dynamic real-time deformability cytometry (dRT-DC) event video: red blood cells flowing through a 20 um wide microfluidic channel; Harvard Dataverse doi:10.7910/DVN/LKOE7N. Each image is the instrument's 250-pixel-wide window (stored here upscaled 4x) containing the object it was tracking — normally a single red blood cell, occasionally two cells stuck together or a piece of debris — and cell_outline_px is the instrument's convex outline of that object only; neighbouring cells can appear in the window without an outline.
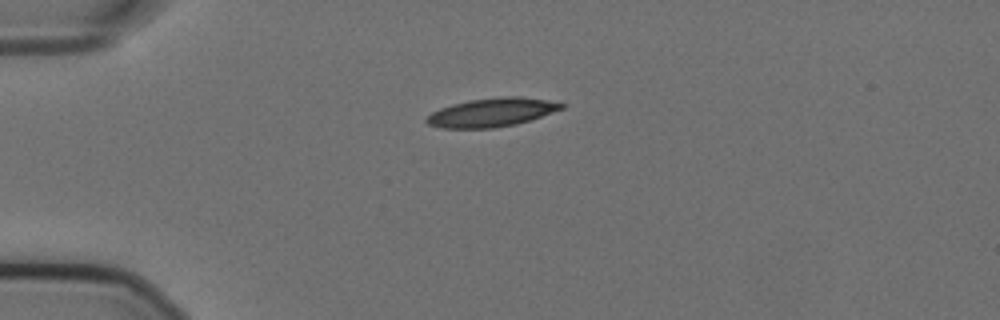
{"species": "Egyptian fruit bat (a non-hibernating species)", "species_latin": "Rousettus aegyptiacus", "temperature_condition": "cold", "stored_images_in_passage": 43, "camera_frame_rate_fps": 3000, "um_per_image_px": 0.085, "animal": {"sex": "female"}, "frame": {"image": 1, "passage_image": 1, "time_ms": 0.0, "image_size_px": [1000, 320], "cell_outline_px": [[564, 108], [516, 124], [496, 128], [440, 128], [428, 124], [424, 120], [432, 112], [440, 108], [452, 104], [468, 100], [500, 96], [520, 96], [548, 100], [564, 104]], "centroid_in_image_um": [41.76, 9.55], "position_along_channel_um": 43.2, "area_um2": 22.48}}
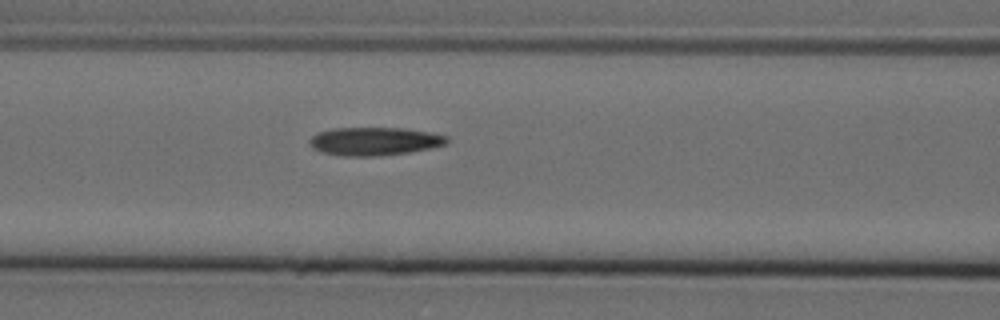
{"frame": {"image": 2, "passage_image": 11, "time_ms": 3.333, "image_size_px": [1000, 320], "cell_outline_px": [[448, 144], [432, 148], [412, 152], [380, 156], [344, 156], [320, 152], [312, 148], [308, 144], [308, 140], [312, 136], [320, 132], [332, 128], [404, 128], [432, 132], [448, 136]], "centroid_in_image_um": [31.85, 12.01], "position_along_channel_um": 134.7, "area_um2": 22.95}}
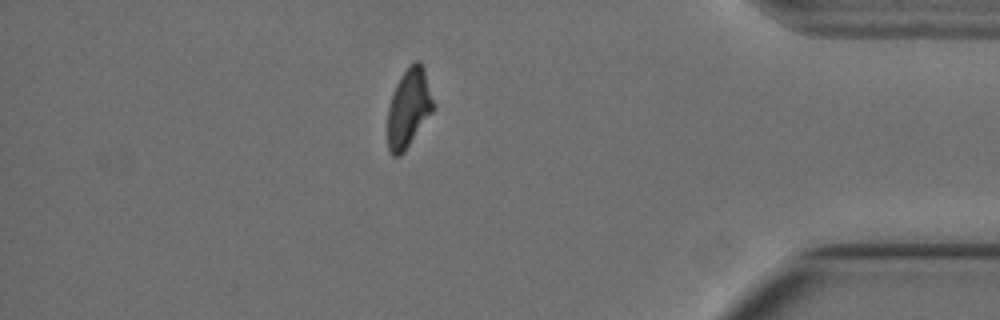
{"frame": {"image": 3, "passage_image": 36, "time_ms": 11.667, "image_size_px": [1000, 320], "cell_outline_px": [[432, 112], [404, 152], [400, 156], [392, 156], [388, 148], [388, 108], [396, 84], [400, 76], [408, 64], [416, 60], [420, 60], [424, 68], [432, 100]], "centroid_in_image_um": [34.71, 9.16], "position_along_channel_um": 400.5, "area_um2": 20.63}, "authors_computed_cell_mechanics": {"area_um2": 22.4842, "velocity_mm_per_s": 3.5859, "shape_relaxation_time_tau1_ms": 10.3905, "shape_relaxation_time_tau2_ms": 4.7025, "deformation_change_tau1": 0.2495, "deformation_change_tau2": 0.1422}}